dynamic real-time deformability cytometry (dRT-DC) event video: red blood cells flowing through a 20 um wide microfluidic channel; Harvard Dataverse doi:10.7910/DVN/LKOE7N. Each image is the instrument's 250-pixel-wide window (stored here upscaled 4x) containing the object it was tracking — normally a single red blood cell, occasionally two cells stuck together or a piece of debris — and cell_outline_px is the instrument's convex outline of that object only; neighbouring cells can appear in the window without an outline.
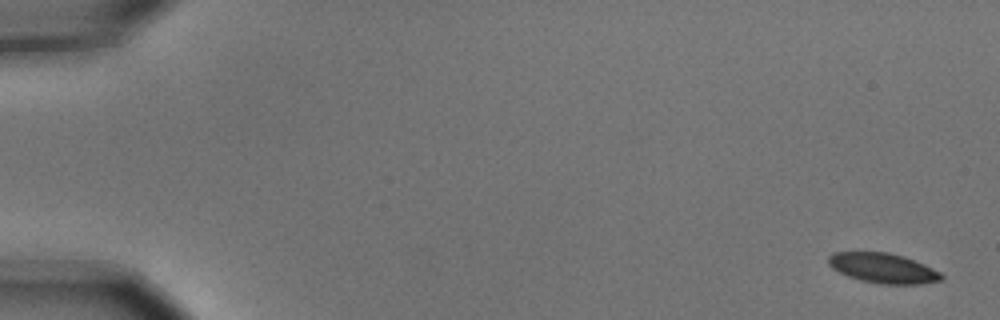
{"species": "common noctule bat (a hibernating species)", "species_latin": "Nyctalus noctula", "temperature_condition": "cold", "stored_images_in_passage": 5, "camera_frame_rate_fps": 3000, "um_per_image_px": 0.085, "animal": {"sex": "male", "body_mass_g": 15.6}, "frame": {"image": 1, "passage_image": 1, "time_ms": 0.0, "image_size_px": [1000, 320], "cell_outline_px": [[944, 276], [940, 280], [924, 284], [880, 284], [860, 280], [848, 276], [832, 268], [828, 264], [828, 256], [832, 252], [888, 252], [904, 256], [924, 264], [940, 272]], "centroid_in_image_um": [75.05, 22.79], "position_along_channel_um": 9.9, "area_um2": 19.77}}
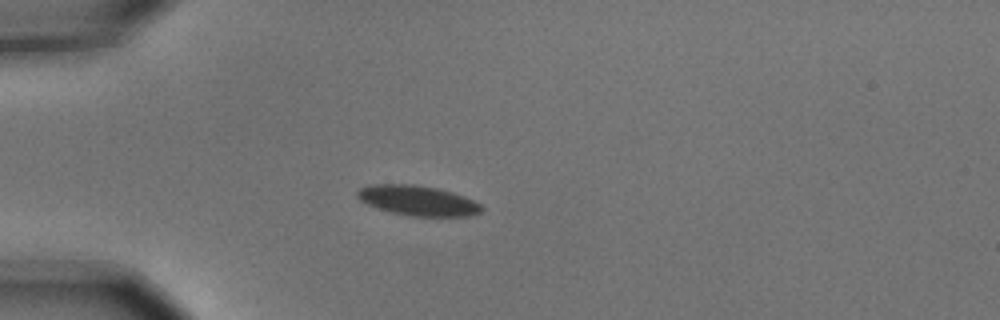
{"frame": {"image": 2, "passage_image": 5, "time_ms": 1.333, "image_size_px": [1000, 320], "cell_outline_px": [[484, 208], [480, 212], [468, 216], [412, 216], [392, 212], [376, 208], [360, 200], [356, 196], [356, 192], [360, 188], [372, 184], [412, 184], [436, 188], [452, 192], [464, 196], [480, 204]], "centroid_in_image_um": [35.49, 17.04], "position_along_channel_um": 49.5, "area_um2": 21.62}}